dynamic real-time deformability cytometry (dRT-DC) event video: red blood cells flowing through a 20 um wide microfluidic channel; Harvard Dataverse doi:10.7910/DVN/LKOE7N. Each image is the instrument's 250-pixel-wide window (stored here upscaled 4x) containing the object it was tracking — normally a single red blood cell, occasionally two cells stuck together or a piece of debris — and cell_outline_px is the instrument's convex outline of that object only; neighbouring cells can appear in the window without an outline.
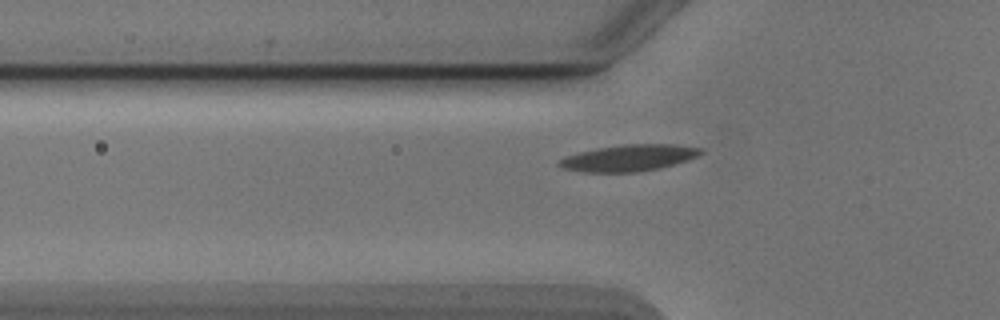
{"species": "Egyptian fruit bat (a non-hibernating species)", "species_latin": "Rousettus aegyptiacus", "temperature_condition": "cold", "stored_images_in_passage": 40, "camera_frame_rate_fps": 3000, "um_per_image_px": 0.085, "animal": {"sex": "male"}, "frame": {"image": 1, "passage_image": 5, "time_ms": 1.333, "image_size_px": [1000, 320], "cell_outline_px": [[704, 152], [688, 160], [660, 168], [632, 172], [584, 172], [560, 168], [556, 164], [560, 160], [568, 156], [580, 152], [596, 148], [624, 144], [676, 144], [704, 148]], "centroid_in_image_um": [53.48, 13.41], "position_along_channel_um": 72.3, "area_um2": 21.85}}
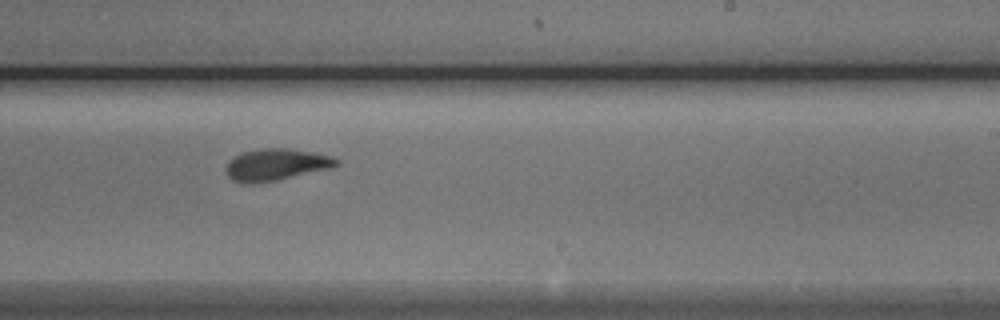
{"frame": {"image": 2, "passage_image": 20, "time_ms": 6.333, "image_size_px": [1000, 320], "cell_outline_px": [[340, 164], [332, 168], [276, 180], [252, 184], [240, 184], [232, 180], [228, 176], [228, 164], [240, 152], [260, 148], [288, 148], [312, 152], [332, 156], [340, 160]], "centroid_in_image_um": [23.5, 13.99], "position_along_channel_um": 265.5, "area_um2": 20.46}}
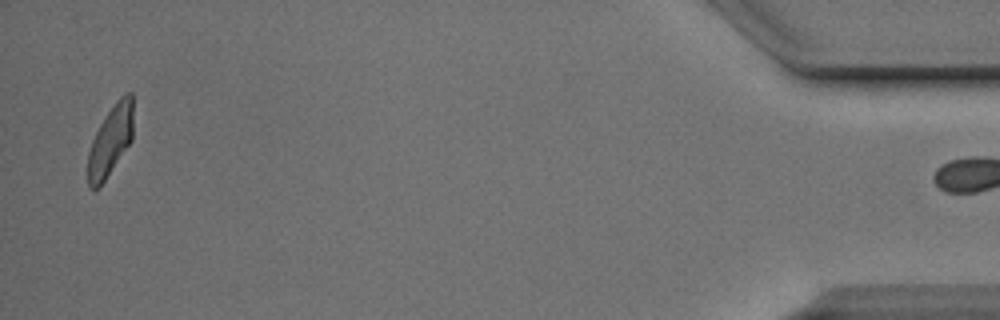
{"frame": {"image": 3, "passage_image": 39, "time_ms": 12.667, "image_size_px": [1000, 320], "cell_outline_px": [[132, 140], [104, 180], [96, 188], [88, 188], [88, 152], [92, 140], [100, 124], [116, 100], [124, 92], [132, 92]], "centroid_in_image_um": [9.39, 11.91], "position_along_channel_um": 425.8, "area_um2": 18.21}, "authors_computed_cell_mechanics": {"area_um2": 20.3167, "velocity_mm_per_s": 3.8628, "shape_relaxation_time_tau1_ms": 3.0406, "shape_relaxation_time_tau2_ms": 1.4611, "deformation_change_tau1": 0.1696, "deformation_change_tau2": 0.0849}}